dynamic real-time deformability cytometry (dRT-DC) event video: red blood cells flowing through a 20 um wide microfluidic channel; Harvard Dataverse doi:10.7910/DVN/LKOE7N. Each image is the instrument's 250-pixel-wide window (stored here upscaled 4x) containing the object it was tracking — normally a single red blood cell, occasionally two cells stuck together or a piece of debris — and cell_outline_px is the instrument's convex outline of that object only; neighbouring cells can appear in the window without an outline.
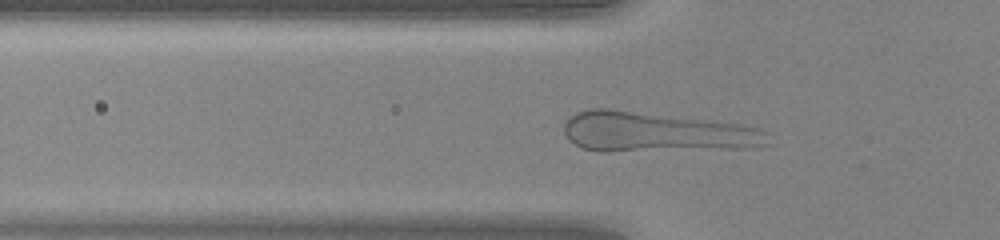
{"species": "human", "species_latin": "Homo sapiens", "temperature_condition": "warm", "stored_images_in_passage": 41, "camera_frame_rate_fps": 3000, "um_per_image_px": 0.085, "donor": {"sex": "female"}, "frame": {"image": 1, "passage_image": 10, "time_ms": 3.0, "image_size_px": [1000, 240], "cell_outline_px": [[772, 144], [752, 148], [608, 152], [600, 152], [584, 148], [568, 140], [564, 132], [564, 124], [576, 112], [592, 108], [608, 108], [740, 124], [760, 128], [768, 132]], "centroid_in_image_um": [55.83, 11.25], "position_along_channel_um": 70.0, "area_um2": 48.09}}
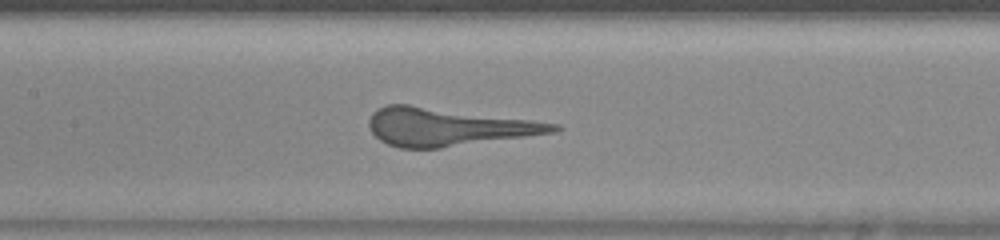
{"frame": {"image": 2, "passage_image": 17, "time_ms": 5.333, "image_size_px": [1000, 240], "cell_outline_px": [[564, 128], [556, 132], [440, 148], [400, 148], [388, 144], [380, 140], [372, 132], [368, 124], [368, 120], [372, 112], [376, 108], [388, 104], [408, 104], [560, 124]], "centroid_in_image_um": [38.02, 10.78], "position_along_channel_um": 169.4, "area_um2": 40.46}}
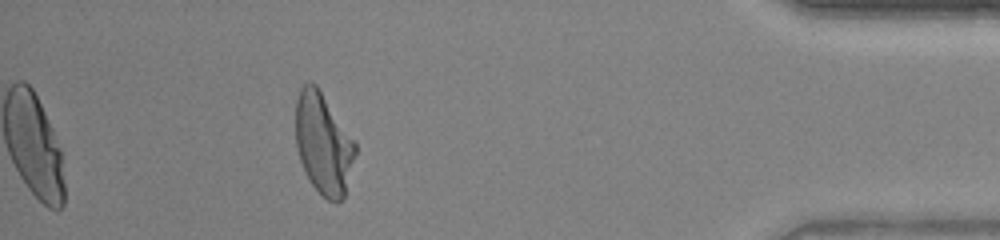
{"frame": {"image": 3, "passage_image": 37, "time_ms": 12.0, "image_size_px": [1000, 240], "cell_outline_px": [[356, 156], [344, 196], [336, 204], [328, 200], [312, 184], [304, 172], [296, 148], [296, 100], [300, 88], [308, 80], [312, 80], [316, 84], [356, 140]], "centroid_in_image_um": [27.5, 12.18], "position_along_channel_um": 407.7, "area_um2": 35.6}}